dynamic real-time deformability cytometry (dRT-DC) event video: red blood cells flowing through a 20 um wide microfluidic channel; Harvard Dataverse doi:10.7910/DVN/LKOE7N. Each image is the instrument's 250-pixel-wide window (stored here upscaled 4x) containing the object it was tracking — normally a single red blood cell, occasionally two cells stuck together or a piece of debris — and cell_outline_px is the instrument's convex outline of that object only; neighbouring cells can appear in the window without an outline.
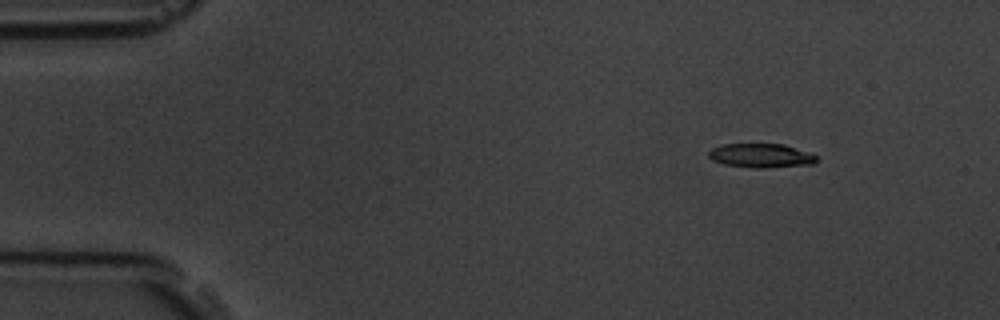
{"species": "common noctule bat (a hibernating species)", "species_latin": "Nyctalus noctula", "temperature_condition": "room temperature", "stored_images_in_passage": 4, "camera_frame_rate_fps": 3000, "um_per_image_px": 0.085, "animal": {"sex": "male", "body_mass_g": 19.5, "forearm_length_mm": 54.6}, "frame": {"image": 1, "passage_image": 1, "time_ms": 0.0, "image_size_px": [1000, 320], "cell_outline_px": [[820, 160], [812, 164], [768, 168], [756, 168], [724, 164], [712, 160], [708, 156], [708, 152], [712, 148], [720, 144], [784, 144], [812, 152]], "centroid_in_image_um": [64.73, 13.22], "position_along_channel_um": 20.3, "area_um2": 15.37}}
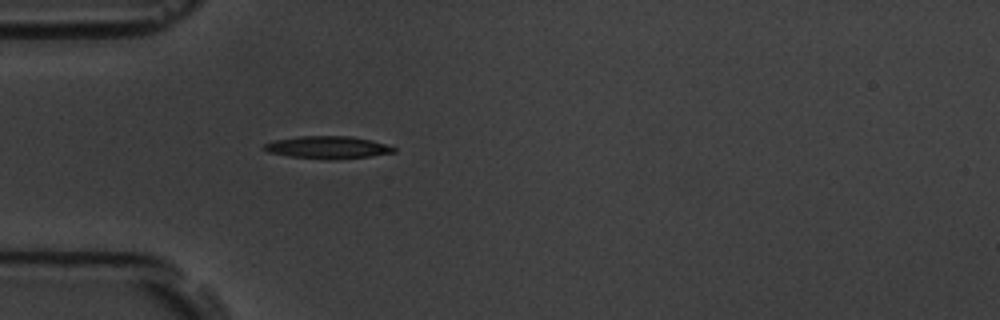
{"frame": {"image": 2, "passage_image": 4, "time_ms": 3.333, "image_size_px": [1000, 320], "cell_outline_px": [[396, 152], [368, 156], [336, 160], [288, 156], [268, 152], [264, 148], [264, 144], [272, 140], [300, 136], [352, 136], [372, 140], [396, 148]], "centroid_in_image_um": [27.84, 12.52], "position_along_channel_um": 57.2, "area_um2": 16.94}}